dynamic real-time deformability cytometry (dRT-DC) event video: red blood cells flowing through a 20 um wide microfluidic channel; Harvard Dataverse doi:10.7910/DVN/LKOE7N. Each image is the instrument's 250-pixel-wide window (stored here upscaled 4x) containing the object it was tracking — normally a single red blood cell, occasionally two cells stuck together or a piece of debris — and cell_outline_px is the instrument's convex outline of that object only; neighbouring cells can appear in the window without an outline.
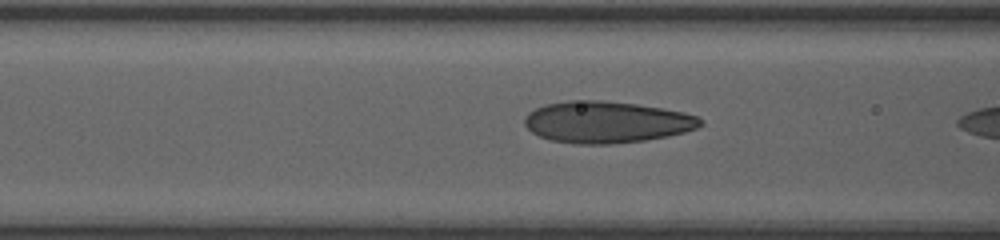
{"species": "human", "species_latin": "Homo sapiens", "temperature_condition": "room temperature", "stored_images_in_passage": 19, "camera_frame_rate_fps": 3000, "um_per_image_px": 0.085, "donor": {"sex": "female"}, "frame": {"image": 1, "passage_image": 17, "time_ms": 5.333, "image_size_px": [1000, 240], "cell_outline_px": [[704, 124], [696, 128], [684, 132], [668, 136], [644, 140], [608, 144], [576, 144], [552, 140], [540, 136], [532, 132], [524, 124], [524, 116], [528, 112], [544, 104], [568, 100], [600, 100], [636, 104], [684, 112], [696, 116], [704, 120]], "centroid_in_image_um": [51.54, 10.37], "position_along_channel_um": 115.1, "area_um2": 42.66}}